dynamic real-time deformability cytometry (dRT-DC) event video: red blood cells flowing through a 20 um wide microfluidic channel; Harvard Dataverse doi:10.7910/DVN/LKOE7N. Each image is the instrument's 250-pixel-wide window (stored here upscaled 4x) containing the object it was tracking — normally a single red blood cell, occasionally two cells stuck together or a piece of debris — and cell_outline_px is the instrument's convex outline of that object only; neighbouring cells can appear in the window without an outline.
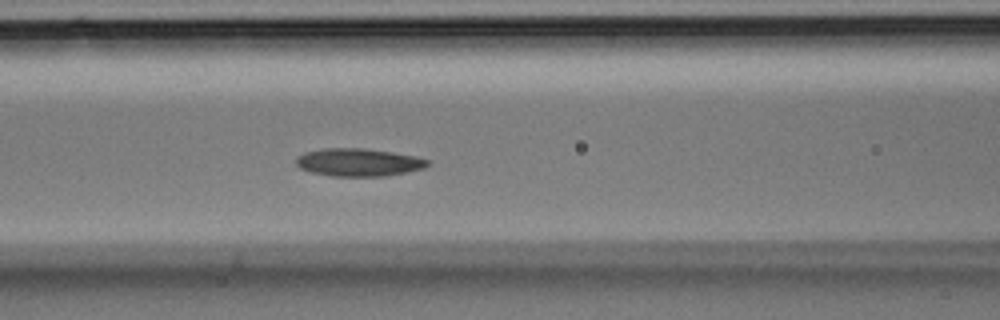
{"species": "Egyptian fruit bat (a non-hibernating species)", "species_latin": "Rousettus aegyptiacus", "temperature_condition": "room temperature", "stored_images_in_passage": 33, "camera_frame_rate_fps": 3000, "um_per_image_px": 0.085, "animal": {"sex": "male"}, "frame": {"image": 1, "passage_image": 13, "time_ms": 4.0, "image_size_px": [1000, 320], "cell_outline_px": [[432, 164], [424, 168], [384, 176], [332, 176], [312, 172], [300, 168], [296, 164], [296, 156], [304, 152], [324, 148], [364, 148], [392, 152], [416, 156], [432, 160]], "centroid_in_image_um": [30.5, 13.79], "position_along_channel_um": 136.1, "area_um2": 21.44}}
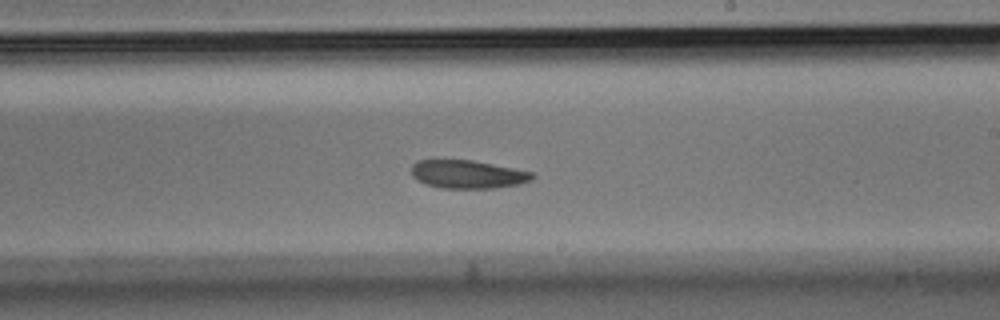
{"frame": {"image": 2, "passage_image": 19, "time_ms": 6.0, "image_size_px": [1000, 320], "cell_outline_px": [[536, 176], [532, 180], [520, 184], [496, 188], [440, 188], [428, 184], [412, 176], [412, 164], [416, 160], [472, 160], [532, 172]], "centroid_in_image_um": [39.78, 14.81], "position_along_channel_um": 249.2, "area_um2": 19.77}}
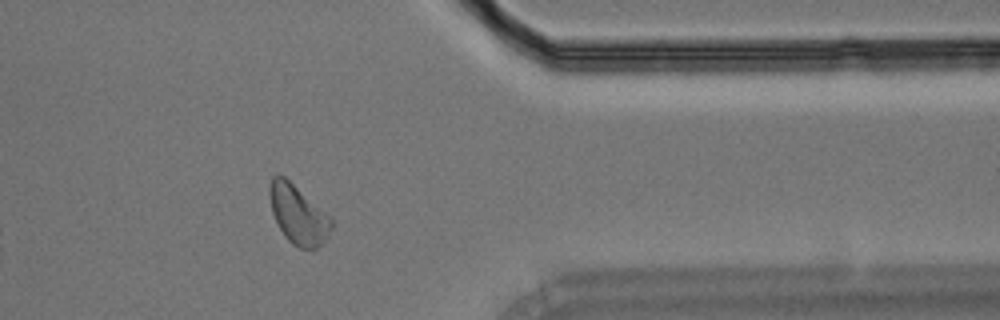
{"frame": {"image": 3, "passage_image": 27, "time_ms": 8.667, "image_size_px": [1000, 320], "cell_outline_px": [[332, 228], [324, 240], [316, 248], [300, 248], [292, 244], [284, 236], [272, 212], [268, 196], [268, 188], [272, 176], [284, 176], [332, 216]], "centroid_in_image_um": [25.34, 18.21], "position_along_channel_um": 386.1, "area_um2": 21.21}}